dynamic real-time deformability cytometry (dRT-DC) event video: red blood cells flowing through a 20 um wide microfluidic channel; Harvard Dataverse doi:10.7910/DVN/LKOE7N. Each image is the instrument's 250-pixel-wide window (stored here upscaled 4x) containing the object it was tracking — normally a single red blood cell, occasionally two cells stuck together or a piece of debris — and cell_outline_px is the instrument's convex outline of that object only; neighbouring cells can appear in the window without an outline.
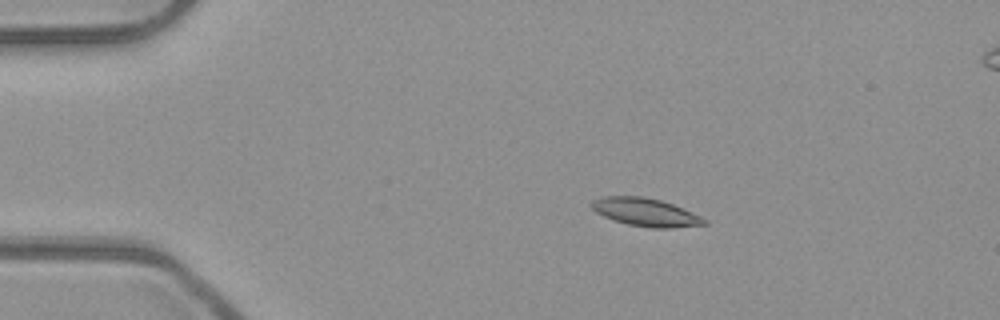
{"species": "common noctule bat (a hibernating species)", "species_latin": "Nyctalus noctula", "temperature_condition": "room temperature", "stored_images_in_passage": 7, "camera_frame_rate_fps": 3000, "um_per_image_px": 0.085, "animal": {"sex": "male", "body_mass_g": 23.1, "forearm_length_mm": 52.7}, "frame": {"image": 1, "passage_image": 2, "time_ms": 0.333, "image_size_px": [1000, 320], "cell_outline_px": [[708, 224], [672, 228], [652, 228], [628, 224], [604, 216], [596, 212], [588, 204], [592, 200], [604, 196], [644, 196], [660, 200], [672, 204], [700, 216], [708, 220]], "centroid_in_image_um": [54.86, 18.03], "position_along_channel_um": 30.1, "area_um2": 18.32}}
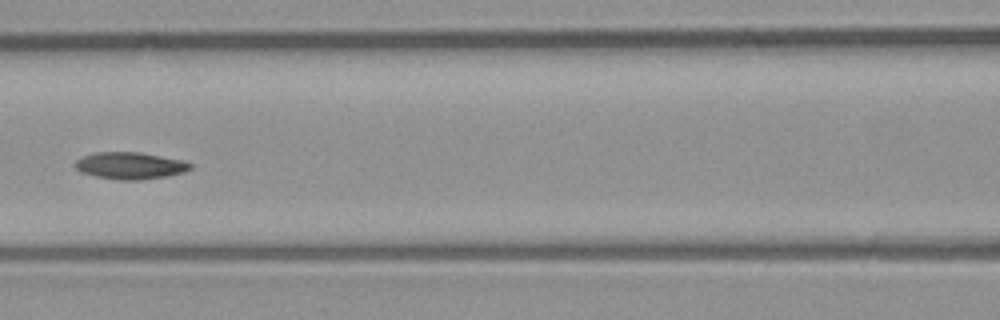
{"frame": {"image": 2, "passage_image": 6, "time_ms": 1.667, "image_size_px": [1000, 320], "cell_outline_px": [[192, 168], [184, 172], [168, 176], [140, 180], [116, 180], [96, 176], [80, 172], [72, 164], [76, 160], [84, 156], [96, 152], [140, 152], [180, 160], [192, 164]], "centroid_in_image_um": [11.03, 14.09], "position_along_channel_um": 155.6, "area_um2": 18.09}}
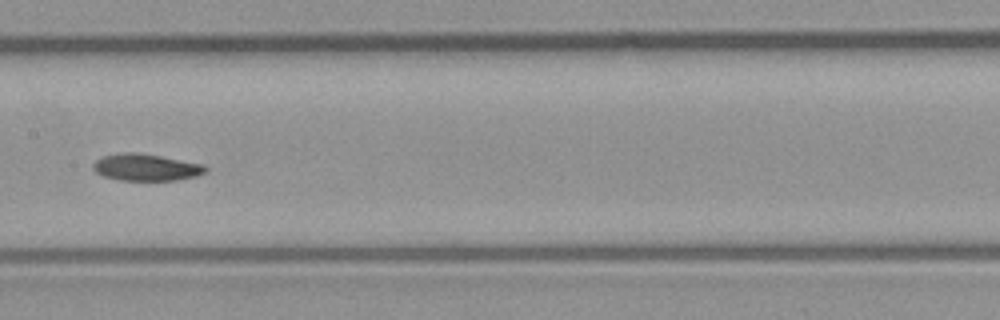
{"frame": {"image": 3, "passage_image": 7, "time_ms": 2.0, "image_size_px": [1000, 320], "cell_outline_px": [[208, 172], [196, 176], [176, 180], [120, 180], [104, 176], [96, 172], [92, 168], [92, 164], [96, 160], [104, 156], [124, 152], [136, 152], [160, 156], [204, 164], [208, 168]], "centroid_in_image_um": [12.44, 14.22], "position_along_channel_um": 195.0, "area_um2": 17.57}}